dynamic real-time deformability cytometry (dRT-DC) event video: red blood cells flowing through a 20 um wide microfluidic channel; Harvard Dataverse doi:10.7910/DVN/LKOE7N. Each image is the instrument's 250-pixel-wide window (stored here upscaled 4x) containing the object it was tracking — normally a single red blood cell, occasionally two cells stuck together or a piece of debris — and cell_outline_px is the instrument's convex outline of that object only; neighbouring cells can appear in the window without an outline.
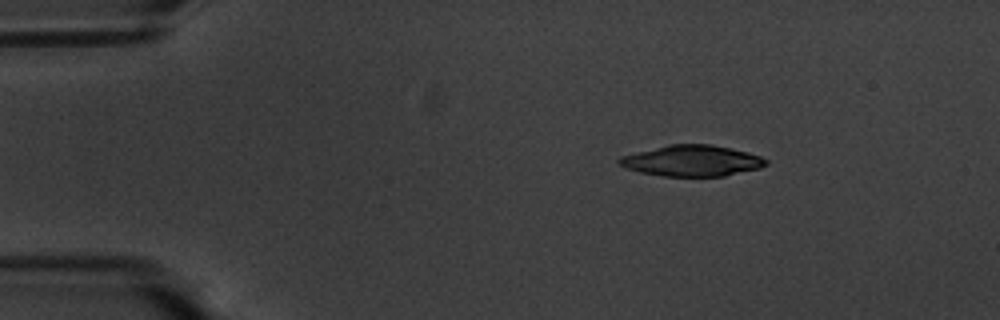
{"species": "common noctule bat (a hibernating species)", "species_latin": "Nyctalus noctula", "temperature_condition": "warm", "stored_images_in_passage": 55, "camera_frame_rate_fps": 3000, "um_per_image_px": 0.085, "animal": {"sex": "male", "body_mass_g": 20.1, "forearm_length_mm": 53.5}, "frame": {"image": 1, "passage_image": 8, "time_ms": 2.333, "image_size_px": [1000, 320], "cell_outline_px": [[768, 164], [760, 168], [724, 176], [664, 176], [640, 172], [624, 168], [616, 160], [620, 156], [668, 144], [708, 144], [748, 152], [760, 156], [768, 160]], "centroid_in_image_um": [58.8, 13.66], "position_along_channel_um": 26.2, "area_um2": 26.47}}
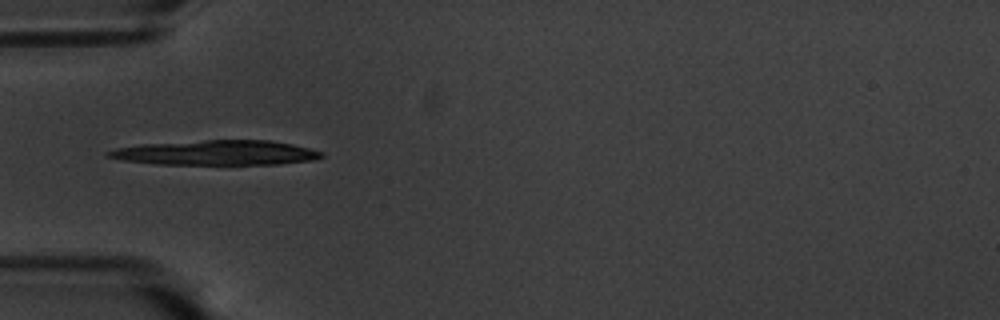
{"frame": {"image": 2, "passage_image": 17, "time_ms": 5.333, "image_size_px": [1000, 320], "cell_outline_px": [[324, 156], [312, 160], [276, 164], [156, 164], [124, 160], [104, 156], [104, 152], [116, 148], [140, 144], [204, 140], [268, 140], [292, 144], [324, 152]], "centroid_in_image_um": [18.33, 12.98], "position_along_channel_um": 66.7, "area_um2": 30.75}}
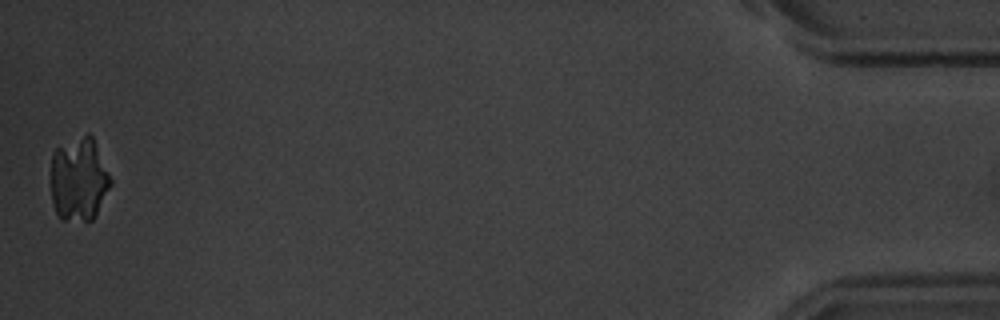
{"frame": {"image": 3, "passage_image": 55, "time_ms": 18.0, "image_size_px": [1000, 320], "cell_outline_px": [[112, 184], [92, 220], [60, 220], [56, 212], [52, 200], [52, 152], [56, 148], [88, 132], [92, 136], [112, 180]], "centroid_in_image_um": [6.71, 15.24], "position_along_channel_um": 428.5, "area_um2": 28.84}}